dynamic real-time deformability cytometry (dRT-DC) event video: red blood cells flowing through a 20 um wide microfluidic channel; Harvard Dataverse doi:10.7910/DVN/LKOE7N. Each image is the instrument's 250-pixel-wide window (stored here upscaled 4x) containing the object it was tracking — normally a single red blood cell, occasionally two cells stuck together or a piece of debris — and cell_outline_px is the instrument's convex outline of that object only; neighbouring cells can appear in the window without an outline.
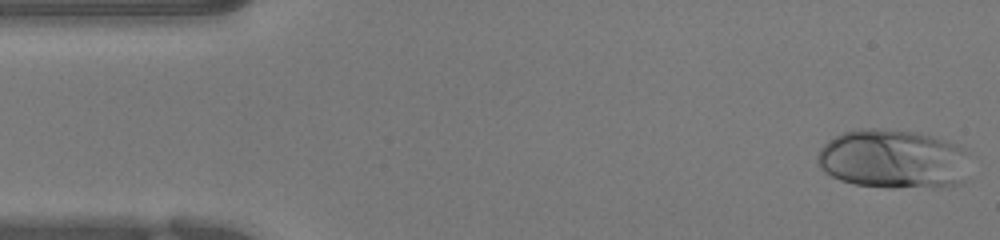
{"species": "human", "species_latin": "Homo sapiens", "temperature_condition": "warm", "stored_images_in_passage": 50, "camera_frame_rate_fps": 3000, "um_per_image_px": 0.085, "donor": {"sex": "female"}, "frame": {"image": 1, "passage_image": 1, "time_ms": 0.0, "image_size_px": [1000, 240], "cell_outline_px": [[964, 180], [960, 184], [892, 188], [888, 188], [856, 184], [840, 180], [824, 172], [816, 164], [816, 156], [820, 148], [828, 140], [844, 132], [856, 128], [884, 128], [920, 132], [956, 144], [964, 152]], "centroid_in_image_um": [75.8, 13.5], "position_along_channel_um": 9.2, "area_um2": 52.31}}
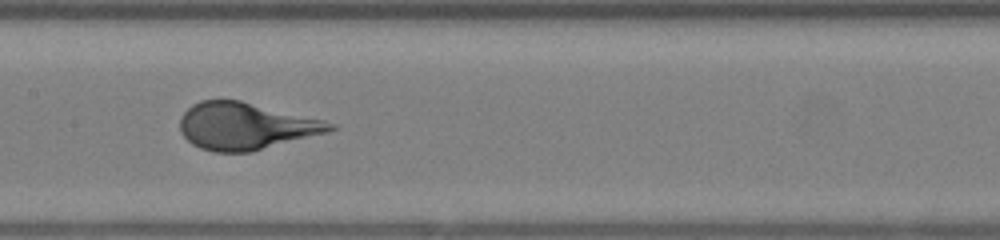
{"frame": {"image": 2, "passage_image": 23, "time_ms": 7.333, "image_size_px": [1000, 240], "cell_outline_px": [[340, 128], [328, 132], [252, 152], [216, 152], [200, 148], [192, 144], [180, 132], [180, 116], [192, 104], [200, 100], [240, 100], [324, 120], [336, 124]], "centroid_in_image_um": [20.89, 10.72], "position_along_channel_um": 186.5, "area_um2": 41.21}}
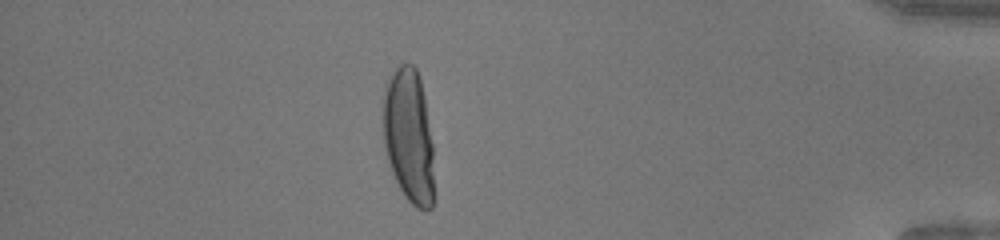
{"frame": {"image": 3, "passage_image": 43, "time_ms": 14.0, "image_size_px": [1000, 240], "cell_outline_px": [[432, 208], [416, 208], [404, 196], [392, 172], [388, 160], [384, 144], [384, 92], [388, 80], [392, 72], [400, 64], [412, 64], [416, 68], [420, 76], [424, 96], [432, 144]], "centroid_in_image_um": [34.74, 11.52], "position_along_channel_um": 400.5, "area_um2": 39.13}, "authors_computed_cell_mechanics": {"area_um2": 41.3848, "velocity_mm_per_s": 3.9499, "shape_relaxation_time_tau1_ms": 3.5019, "shape_relaxation_time_tau2_ms": null, "deformation_change_tau1": 0.2544, "deformation_change_tau2": null}}